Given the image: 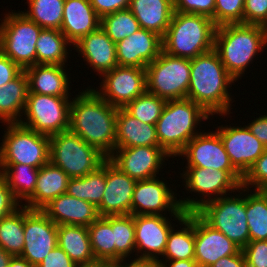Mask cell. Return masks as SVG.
I'll use <instances>...</instances> for the list:
<instances>
[{"instance_id":"39","label":"cell","mask_w":267,"mask_h":267,"mask_svg":"<svg viewBox=\"0 0 267 267\" xmlns=\"http://www.w3.org/2000/svg\"><path fill=\"white\" fill-rule=\"evenodd\" d=\"M29 11H21L43 29L60 30L65 0H27Z\"/></svg>"},{"instance_id":"38","label":"cell","mask_w":267,"mask_h":267,"mask_svg":"<svg viewBox=\"0 0 267 267\" xmlns=\"http://www.w3.org/2000/svg\"><path fill=\"white\" fill-rule=\"evenodd\" d=\"M0 246L13 256L24 248V206L0 220Z\"/></svg>"},{"instance_id":"45","label":"cell","mask_w":267,"mask_h":267,"mask_svg":"<svg viewBox=\"0 0 267 267\" xmlns=\"http://www.w3.org/2000/svg\"><path fill=\"white\" fill-rule=\"evenodd\" d=\"M173 9L180 13L204 15L214 22L215 0H174Z\"/></svg>"},{"instance_id":"32","label":"cell","mask_w":267,"mask_h":267,"mask_svg":"<svg viewBox=\"0 0 267 267\" xmlns=\"http://www.w3.org/2000/svg\"><path fill=\"white\" fill-rule=\"evenodd\" d=\"M180 225L185 226L175 230L171 228L166 242V248L162 255L164 258L159 262L173 260H188L195 257V212H187L179 221Z\"/></svg>"},{"instance_id":"51","label":"cell","mask_w":267,"mask_h":267,"mask_svg":"<svg viewBox=\"0 0 267 267\" xmlns=\"http://www.w3.org/2000/svg\"><path fill=\"white\" fill-rule=\"evenodd\" d=\"M23 70L0 51V87L15 79Z\"/></svg>"},{"instance_id":"41","label":"cell","mask_w":267,"mask_h":267,"mask_svg":"<svg viewBox=\"0 0 267 267\" xmlns=\"http://www.w3.org/2000/svg\"><path fill=\"white\" fill-rule=\"evenodd\" d=\"M100 27L115 44L140 29L139 22L129 9L102 17Z\"/></svg>"},{"instance_id":"6","label":"cell","mask_w":267,"mask_h":267,"mask_svg":"<svg viewBox=\"0 0 267 267\" xmlns=\"http://www.w3.org/2000/svg\"><path fill=\"white\" fill-rule=\"evenodd\" d=\"M107 157L78 135L65 131L50 136L49 161L70 178L83 177L95 171Z\"/></svg>"},{"instance_id":"7","label":"cell","mask_w":267,"mask_h":267,"mask_svg":"<svg viewBox=\"0 0 267 267\" xmlns=\"http://www.w3.org/2000/svg\"><path fill=\"white\" fill-rule=\"evenodd\" d=\"M240 194L222 196L202 205L196 212L214 229L232 240L241 250L250 241L246 216L245 187ZM245 196V197H244Z\"/></svg>"},{"instance_id":"47","label":"cell","mask_w":267,"mask_h":267,"mask_svg":"<svg viewBox=\"0 0 267 267\" xmlns=\"http://www.w3.org/2000/svg\"><path fill=\"white\" fill-rule=\"evenodd\" d=\"M242 251L247 267H267V240L249 241Z\"/></svg>"},{"instance_id":"43","label":"cell","mask_w":267,"mask_h":267,"mask_svg":"<svg viewBox=\"0 0 267 267\" xmlns=\"http://www.w3.org/2000/svg\"><path fill=\"white\" fill-rule=\"evenodd\" d=\"M245 0H215L214 24L243 23Z\"/></svg>"},{"instance_id":"33","label":"cell","mask_w":267,"mask_h":267,"mask_svg":"<svg viewBox=\"0 0 267 267\" xmlns=\"http://www.w3.org/2000/svg\"><path fill=\"white\" fill-rule=\"evenodd\" d=\"M70 43L60 30L42 29L36 42V64L65 65Z\"/></svg>"},{"instance_id":"17","label":"cell","mask_w":267,"mask_h":267,"mask_svg":"<svg viewBox=\"0 0 267 267\" xmlns=\"http://www.w3.org/2000/svg\"><path fill=\"white\" fill-rule=\"evenodd\" d=\"M219 134L233 167L244 177L266 147L250 132L248 127L219 126Z\"/></svg>"},{"instance_id":"3","label":"cell","mask_w":267,"mask_h":267,"mask_svg":"<svg viewBox=\"0 0 267 267\" xmlns=\"http://www.w3.org/2000/svg\"><path fill=\"white\" fill-rule=\"evenodd\" d=\"M267 46L266 27L252 24L217 26L214 50L235 82L246 72L252 59Z\"/></svg>"},{"instance_id":"42","label":"cell","mask_w":267,"mask_h":267,"mask_svg":"<svg viewBox=\"0 0 267 267\" xmlns=\"http://www.w3.org/2000/svg\"><path fill=\"white\" fill-rule=\"evenodd\" d=\"M166 102L165 99L146 91L129 102L124 109L142 123L156 125Z\"/></svg>"},{"instance_id":"14","label":"cell","mask_w":267,"mask_h":267,"mask_svg":"<svg viewBox=\"0 0 267 267\" xmlns=\"http://www.w3.org/2000/svg\"><path fill=\"white\" fill-rule=\"evenodd\" d=\"M153 177L137 181L134 187L131 204L132 215H163V211L171 212L170 214L180 219L186 214L174 195L169 189L167 183ZM166 210V211H165Z\"/></svg>"},{"instance_id":"18","label":"cell","mask_w":267,"mask_h":267,"mask_svg":"<svg viewBox=\"0 0 267 267\" xmlns=\"http://www.w3.org/2000/svg\"><path fill=\"white\" fill-rule=\"evenodd\" d=\"M178 156L186 157L187 167L237 171L233 167L223 142L216 131L208 133L202 131L197 134L186 144Z\"/></svg>"},{"instance_id":"19","label":"cell","mask_w":267,"mask_h":267,"mask_svg":"<svg viewBox=\"0 0 267 267\" xmlns=\"http://www.w3.org/2000/svg\"><path fill=\"white\" fill-rule=\"evenodd\" d=\"M164 215H134L137 259L159 260L173 227ZM142 251V252H141Z\"/></svg>"},{"instance_id":"8","label":"cell","mask_w":267,"mask_h":267,"mask_svg":"<svg viewBox=\"0 0 267 267\" xmlns=\"http://www.w3.org/2000/svg\"><path fill=\"white\" fill-rule=\"evenodd\" d=\"M186 168V171H183L184 174L181 173L186 190L203 195H200L203 199L199 200L195 198L179 199L180 207L186 213L196 212L205 203L226 196L228 191L231 193L236 192V190L239 191L242 186L243 176L238 171L202 167Z\"/></svg>"},{"instance_id":"60","label":"cell","mask_w":267,"mask_h":267,"mask_svg":"<svg viewBox=\"0 0 267 267\" xmlns=\"http://www.w3.org/2000/svg\"><path fill=\"white\" fill-rule=\"evenodd\" d=\"M78 267H95V264L94 265H90V266H78Z\"/></svg>"},{"instance_id":"35","label":"cell","mask_w":267,"mask_h":267,"mask_svg":"<svg viewBox=\"0 0 267 267\" xmlns=\"http://www.w3.org/2000/svg\"><path fill=\"white\" fill-rule=\"evenodd\" d=\"M106 187V160L95 171L83 177L70 178L67 194L98 207Z\"/></svg>"},{"instance_id":"29","label":"cell","mask_w":267,"mask_h":267,"mask_svg":"<svg viewBox=\"0 0 267 267\" xmlns=\"http://www.w3.org/2000/svg\"><path fill=\"white\" fill-rule=\"evenodd\" d=\"M139 22L140 28L163 37L174 12L172 0H130L128 8Z\"/></svg>"},{"instance_id":"53","label":"cell","mask_w":267,"mask_h":267,"mask_svg":"<svg viewBox=\"0 0 267 267\" xmlns=\"http://www.w3.org/2000/svg\"><path fill=\"white\" fill-rule=\"evenodd\" d=\"M210 267H247L245 255L242 250H240L235 255H229L220 258L217 262L212 264Z\"/></svg>"},{"instance_id":"11","label":"cell","mask_w":267,"mask_h":267,"mask_svg":"<svg viewBox=\"0 0 267 267\" xmlns=\"http://www.w3.org/2000/svg\"><path fill=\"white\" fill-rule=\"evenodd\" d=\"M147 92L168 100L186 99L190 84V59L161 51L146 66Z\"/></svg>"},{"instance_id":"10","label":"cell","mask_w":267,"mask_h":267,"mask_svg":"<svg viewBox=\"0 0 267 267\" xmlns=\"http://www.w3.org/2000/svg\"><path fill=\"white\" fill-rule=\"evenodd\" d=\"M42 29L19 11L6 14L0 23V51L22 70L36 65V42Z\"/></svg>"},{"instance_id":"34","label":"cell","mask_w":267,"mask_h":267,"mask_svg":"<svg viewBox=\"0 0 267 267\" xmlns=\"http://www.w3.org/2000/svg\"><path fill=\"white\" fill-rule=\"evenodd\" d=\"M2 170V171H1ZM0 174L5 178L18 202H26L33 196L39 168L25 164H0Z\"/></svg>"},{"instance_id":"5","label":"cell","mask_w":267,"mask_h":267,"mask_svg":"<svg viewBox=\"0 0 267 267\" xmlns=\"http://www.w3.org/2000/svg\"><path fill=\"white\" fill-rule=\"evenodd\" d=\"M209 114L190 99L168 100L156 123L159 146L177 157L186 144L201 133L196 130Z\"/></svg>"},{"instance_id":"55","label":"cell","mask_w":267,"mask_h":267,"mask_svg":"<svg viewBox=\"0 0 267 267\" xmlns=\"http://www.w3.org/2000/svg\"><path fill=\"white\" fill-rule=\"evenodd\" d=\"M168 262V264H167ZM162 267H199L194 259L159 262ZM168 265V266H167Z\"/></svg>"},{"instance_id":"28","label":"cell","mask_w":267,"mask_h":267,"mask_svg":"<svg viewBox=\"0 0 267 267\" xmlns=\"http://www.w3.org/2000/svg\"><path fill=\"white\" fill-rule=\"evenodd\" d=\"M70 177L50 161L39 168L33 196L23 204L30 210H41L51 200L67 192Z\"/></svg>"},{"instance_id":"22","label":"cell","mask_w":267,"mask_h":267,"mask_svg":"<svg viewBox=\"0 0 267 267\" xmlns=\"http://www.w3.org/2000/svg\"><path fill=\"white\" fill-rule=\"evenodd\" d=\"M118 66L146 68L162 51V37L140 28L116 44Z\"/></svg>"},{"instance_id":"40","label":"cell","mask_w":267,"mask_h":267,"mask_svg":"<svg viewBox=\"0 0 267 267\" xmlns=\"http://www.w3.org/2000/svg\"><path fill=\"white\" fill-rule=\"evenodd\" d=\"M112 231L115 242V263H118L136 251L134 215L112 216Z\"/></svg>"},{"instance_id":"54","label":"cell","mask_w":267,"mask_h":267,"mask_svg":"<svg viewBox=\"0 0 267 267\" xmlns=\"http://www.w3.org/2000/svg\"><path fill=\"white\" fill-rule=\"evenodd\" d=\"M126 260L118 262L117 267H162L158 260L134 258V260L129 261L130 263L125 262Z\"/></svg>"},{"instance_id":"13","label":"cell","mask_w":267,"mask_h":267,"mask_svg":"<svg viewBox=\"0 0 267 267\" xmlns=\"http://www.w3.org/2000/svg\"><path fill=\"white\" fill-rule=\"evenodd\" d=\"M101 88L93 89L110 105L124 108L129 102L147 91L146 69L116 66L101 75Z\"/></svg>"},{"instance_id":"25","label":"cell","mask_w":267,"mask_h":267,"mask_svg":"<svg viewBox=\"0 0 267 267\" xmlns=\"http://www.w3.org/2000/svg\"><path fill=\"white\" fill-rule=\"evenodd\" d=\"M100 27V18L90 0H65L60 31L74 45Z\"/></svg>"},{"instance_id":"20","label":"cell","mask_w":267,"mask_h":267,"mask_svg":"<svg viewBox=\"0 0 267 267\" xmlns=\"http://www.w3.org/2000/svg\"><path fill=\"white\" fill-rule=\"evenodd\" d=\"M136 182L107 158L106 187L102 201L97 207L99 216L131 214L132 196Z\"/></svg>"},{"instance_id":"48","label":"cell","mask_w":267,"mask_h":267,"mask_svg":"<svg viewBox=\"0 0 267 267\" xmlns=\"http://www.w3.org/2000/svg\"><path fill=\"white\" fill-rule=\"evenodd\" d=\"M20 206L5 178L0 174V220L13 213Z\"/></svg>"},{"instance_id":"46","label":"cell","mask_w":267,"mask_h":267,"mask_svg":"<svg viewBox=\"0 0 267 267\" xmlns=\"http://www.w3.org/2000/svg\"><path fill=\"white\" fill-rule=\"evenodd\" d=\"M243 24L267 27V0H245Z\"/></svg>"},{"instance_id":"27","label":"cell","mask_w":267,"mask_h":267,"mask_svg":"<svg viewBox=\"0 0 267 267\" xmlns=\"http://www.w3.org/2000/svg\"><path fill=\"white\" fill-rule=\"evenodd\" d=\"M137 146L160 147L156 125L142 123L124 108H118L116 119V148Z\"/></svg>"},{"instance_id":"16","label":"cell","mask_w":267,"mask_h":267,"mask_svg":"<svg viewBox=\"0 0 267 267\" xmlns=\"http://www.w3.org/2000/svg\"><path fill=\"white\" fill-rule=\"evenodd\" d=\"M166 157L171 156L161 147L137 146L116 148L108 159L123 173L141 181L156 177Z\"/></svg>"},{"instance_id":"30","label":"cell","mask_w":267,"mask_h":267,"mask_svg":"<svg viewBox=\"0 0 267 267\" xmlns=\"http://www.w3.org/2000/svg\"><path fill=\"white\" fill-rule=\"evenodd\" d=\"M57 244L78 266H90L98 263L91 249L88 227L58 225Z\"/></svg>"},{"instance_id":"9","label":"cell","mask_w":267,"mask_h":267,"mask_svg":"<svg viewBox=\"0 0 267 267\" xmlns=\"http://www.w3.org/2000/svg\"><path fill=\"white\" fill-rule=\"evenodd\" d=\"M6 126L7 131L0 143V164H25L41 168L49 162L50 136L19 123H6Z\"/></svg>"},{"instance_id":"59","label":"cell","mask_w":267,"mask_h":267,"mask_svg":"<svg viewBox=\"0 0 267 267\" xmlns=\"http://www.w3.org/2000/svg\"><path fill=\"white\" fill-rule=\"evenodd\" d=\"M264 195L267 197V185L261 189Z\"/></svg>"},{"instance_id":"50","label":"cell","mask_w":267,"mask_h":267,"mask_svg":"<svg viewBox=\"0 0 267 267\" xmlns=\"http://www.w3.org/2000/svg\"><path fill=\"white\" fill-rule=\"evenodd\" d=\"M37 267H78V265L57 245Z\"/></svg>"},{"instance_id":"44","label":"cell","mask_w":267,"mask_h":267,"mask_svg":"<svg viewBox=\"0 0 267 267\" xmlns=\"http://www.w3.org/2000/svg\"><path fill=\"white\" fill-rule=\"evenodd\" d=\"M251 185V187H250ZM267 185V148L243 177L242 186L261 190Z\"/></svg>"},{"instance_id":"49","label":"cell","mask_w":267,"mask_h":267,"mask_svg":"<svg viewBox=\"0 0 267 267\" xmlns=\"http://www.w3.org/2000/svg\"><path fill=\"white\" fill-rule=\"evenodd\" d=\"M90 4L101 19L116 11L128 9L130 0H90Z\"/></svg>"},{"instance_id":"26","label":"cell","mask_w":267,"mask_h":267,"mask_svg":"<svg viewBox=\"0 0 267 267\" xmlns=\"http://www.w3.org/2000/svg\"><path fill=\"white\" fill-rule=\"evenodd\" d=\"M64 65L36 64L26 68L29 81V93L69 97L68 73Z\"/></svg>"},{"instance_id":"15","label":"cell","mask_w":267,"mask_h":267,"mask_svg":"<svg viewBox=\"0 0 267 267\" xmlns=\"http://www.w3.org/2000/svg\"><path fill=\"white\" fill-rule=\"evenodd\" d=\"M58 226L41 210L24 206V248L21 257L37 267L57 244Z\"/></svg>"},{"instance_id":"31","label":"cell","mask_w":267,"mask_h":267,"mask_svg":"<svg viewBox=\"0 0 267 267\" xmlns=\"http://www.w3.org/2000/svg\"><path fill=\"white\" fill-rule=\"evenodd\" d=\"M29 93V81L23 70L15 79L0 87V120L19 123ZM21 116V117H20Z\"/></svg>"},{"instance_id":"37","label":"cell","mask_w":267,"mask_h":267,"mask_svg":"<svg viewBox=\"0 0 267 267\" xmlns=\"http://www.w3.org/2000/svg\"><path fill=\"white\" fill-rule=\"evenodd\" d=\"M249 191L245 188L250 241L267 240V197L261 190Z\"/></svg>"},{"instance_id":"36","label":"cell","mask_w":267,"mask_h":267,"mask_svg":"<svg viewBox=\"0 0 267 267\" xmlns=\"http://www.w3.org/2000/svg\"><path fill=\"white\" fill-rule=\"evenodd\" d=\"M88 233L96 261L98 263L115 264L112 216H100L88 226Z\"/></svg>"},{"instance_id":"2","label":"cell","mask_w":267,"mask_h":267,"mask_svg":"<svg viewBox=\"0 0 267 267\" xmlns=\"http://www.w3.org/2000/svg\"><path fill=\"white\" fill-rule=\"evenodd\" d=\"M190 84L187 99L201 106L209 115H227L233 100L229 89L235 79L227 72L213 49L190 59ZM214 113V114H213Z\"/></svg>"},{"instance_id":"52","label":"cell","mask_w":267,"mask_h":267,"mask_svg":"<svg viewBox=\"0 0 267 267\" xmlns=\"http://www.w3.org/2000/svg\"><path fill=\"white\" fill-rule=\"evenodd\" d=\"M250 132L267 148V114L247 125Z\"/></svg>"},{"instance_id":"57","label":"cell","mask_w":267,"mask_h":267,"mask_svg":"<svg viewBox=\"0 0 267 267\" xmlns=\"http://www.w3.org/2000/svg\"><path fill=\"white\" fill-rule=\"evenodd\" d=\"M13 255L0 246V267H8Z\"/></svg>"},{"instance_id":"4","label":"cell","mask_w":267,"mask_h":267,"mask_svg":"<svg viewBox=\"0 0 267 267\" xmlns=\"http://www.w3.org/2000/svg\"><path fill=\"white\" fill-rule=\"evenodd\" d=\"M216 28L207 16L174 11L162 37V51L175 57L193 59L214 49Z\"/></svg>"},{"instance_id":"21","label":"cell","mask_w":267,"mask_h":267,"mask_svg":"<svg viewBox=\"0 0 267 267\" xmlns=\"http://www.w3.org/2000/svg\"><path fill=\"white\" fill-rule=\"evenodd\" d=\"M195 257L199 267H210L220 258L237 254L241 249L225 234L210 226L195 212Z\"/></svg>"},{"instance_id":"12","label":"cell","mask_w":267,"mask_h":267,"mask_svg":"<svg viewBox=\"0 0 267 267\" xmlns=\"http://www.w3.org/2000/svg\"><path fill=\"white\" fill-rule=\"evenodd\" d=\"M70 104L69 97L28 93L23 112L26 121L21 119L19 124L48 136L68 131Z\"/></svg>"},{"instance_id":"23","label":"cell","mask_w":267,"mask_h":267,"mask_svg":"<svg viewBox=\"0 0 267 267\" xmlns=\"http://www.w3.org/2000/svg\"><path fill=\"white\" fill-rule=\"evenodd\" d=\"M41 211L58 225L90 226L100 216L97 207L84 201L62 194L51 200Z\"/></svg>"},{"instance_id":"58","label":"cell","mask_w":267,"mask_h":267,"mask_svg":"<svg viewBox=\"0 0 267 267\" xmlns=\"http://www.w3.org/2000/svg\"><path fill=\"white\" fill-rule=\"evenodd\" d=\"M95 267H117V263L115 264L96 263Z\"/></svg>"},{"instance_id":"24","label":"cell","mask_w":267,"mask_h":267,"mask_svg":"<svg viewBox=\"0 0 267 267\" xmlns=\"http://www.w3.org/2000/svg\"><path fill=\"white\" fill-rule=\"evenodd\" d=\"M73 46L80 55L82 54L89 67L92 66L94 72H98L100 76L118 66L116 44L101 27L83 36Z\"/></svg>"},{"instance_id":"1","label":"cell","mask_w":267,"mask_h":267,"mask_svg":"<svg viewBox=\"0 0 267 267\" xmlns=\"http://www.w3.org/2000/svg\"><path fill=\"white\" fill-rule=\"evenodd\" d=\"M117 110L88 87L71 101L69 131L108 158L116 149Z\"/></svg>"},{"instance_id":"56","label":"cell","mask_w":267,"mask_h":267,"mask_svg":"<svg viewBox=\"0 0 267 267\" xmlns=\"http://www.w3.org/2000/svg\"><path fill=\"white\" fill-rule=\"evenodd\" d=\"M8 267H35V266L32 265L29 261H27L23 257H21L20 255H18L12 257Z\"/></svg>"}]
</instances>
